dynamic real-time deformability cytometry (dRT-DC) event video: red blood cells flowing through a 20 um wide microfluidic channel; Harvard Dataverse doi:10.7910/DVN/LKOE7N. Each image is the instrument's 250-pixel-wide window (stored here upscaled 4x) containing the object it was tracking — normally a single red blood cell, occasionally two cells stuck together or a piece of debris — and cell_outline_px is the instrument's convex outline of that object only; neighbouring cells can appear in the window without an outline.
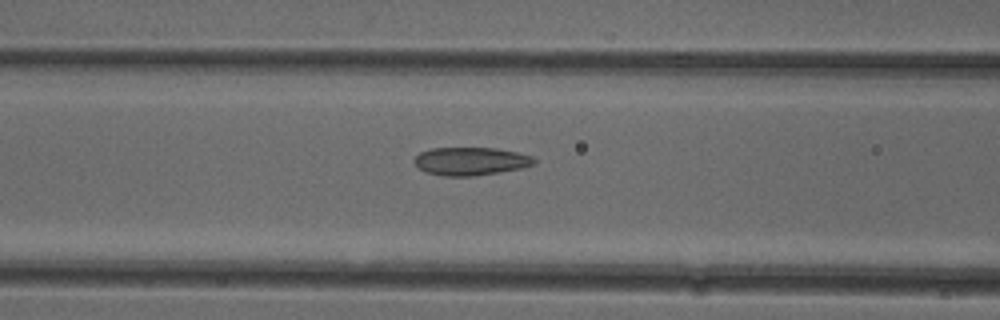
{"species": "common noctule bat (a hibernating species)", "species_latin": "Nyctalus noctula", "temperature_condition": "cold", "stored_images_in_passage": 52, "camera_frame_rate_fps": 3000, "um_per_image_px": 0.085, "animal": {"sex": "female"}, "frame": {"image": 1, "passage_image": 21, "time_ms": 6.667, "image_size_px": [1000, 320], "cell_outline_px": [[536, 164], [524, 168], [500, 172], [472, 176], [444, 176], [424, 172], [412, 160], [420, 152], [432, 148], [496, 148], [520, 152], [532, 156], [536, 160]], "centroid_in_image_um": [40.05, 13.7], "position_along_channel_um": 126.6, "area_um2": 19.83}}
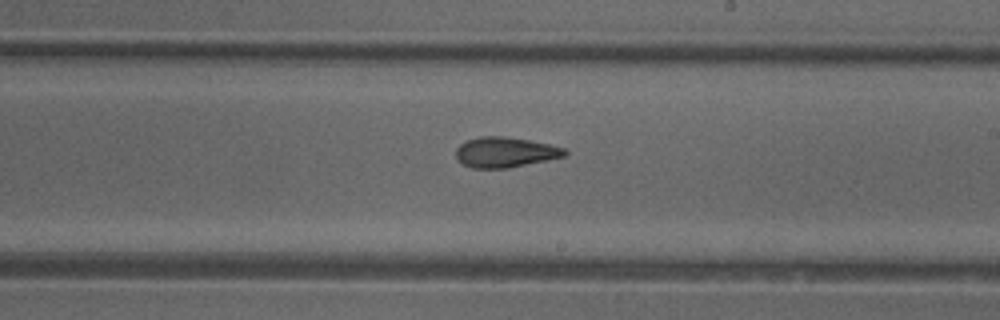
{"frame": {"image": 2, "passage_image": 30, "time_ms": 9.667, "image_size_px": [1000, 320], "cell_outline_px": [[568, 152], [564, 156], [508, 168], [472, 168], [464, 164], [456, 156], [456, 148], [460, 144], [468, 140], [480, 136], [504, 136], [528, 140], [548, 144], [564, 148]], "centroid_in_image_um": [42.92, 12.93], "position_along_channel_um": 246.1, "area_um2": 18.9}}
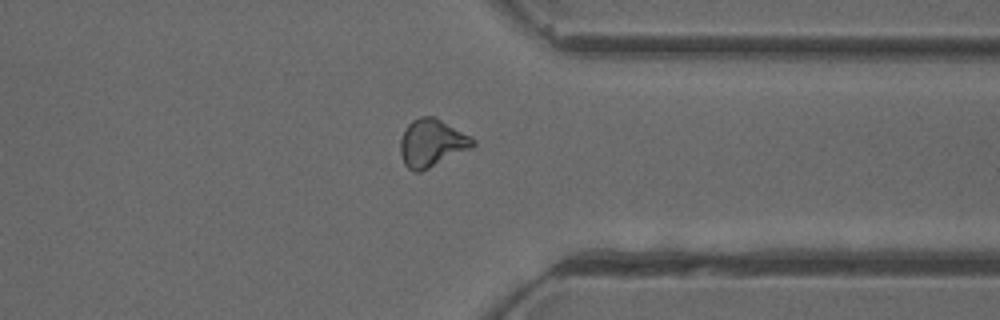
{"frame": {"image": 3, "passage_image": 40, "time_ms": 13.0, "image_size_px": [1000, 320], "cell_outline_px": [[476, 144], [472, 148], [420, 172], [412, 172], [404, 164], [400, 152], [400, 140], [404, 128], [412, 120], [420, 116], [436, 116], [472, 136], [476, 140]], "centroid_in_image_um": [36.71, 12.13], "position_along_channel_um": 374.7, "area_um2": 20.52}, "authors_computed_cell_mechanics": {"area_um2": 19.6231, "velocity_mm_per_s": 3.9872, "shape_relaxation_time_tau1_ms": null, "shape_relaxation_time_tau2_ms": 2.5349, "deformation_change_tau1": null, "deformation_change_tau2": 0.1016}}